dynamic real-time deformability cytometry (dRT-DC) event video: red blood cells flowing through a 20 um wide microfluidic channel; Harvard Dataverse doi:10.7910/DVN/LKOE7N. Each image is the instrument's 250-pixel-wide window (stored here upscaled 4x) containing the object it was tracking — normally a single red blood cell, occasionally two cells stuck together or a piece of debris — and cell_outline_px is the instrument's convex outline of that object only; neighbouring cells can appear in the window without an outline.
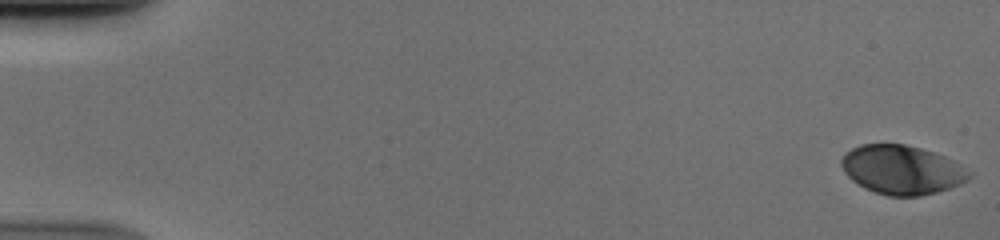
{"species": "human", "species_latin": "Homo sapiens", "temperature_condition": "cold", "stored_images_in_passage": 53, "camera_frame_rate_fps": 3000, "um_per_image_px": 0.085, "donor": {"sex": "male"}, "frame": {"image": 1, "passage_image": 1, "time_ms": 0.0, "image_size_px": [1000, 240], "cell_outline_px": [[972, 176], [968, 180], [960, 184], [936, 192], [920, 196], [888, 196], [864, 188], [852, 180], [844, 172], [840, 164], [840, 160], [844, 152], [860, 144], [904, 144], [920, 148], [944, 156], [972, 172]], "centroid_in_image_um": [76.63, 14.43], "position_along_channel_um": 8.4, "area_um2": 36.47}}
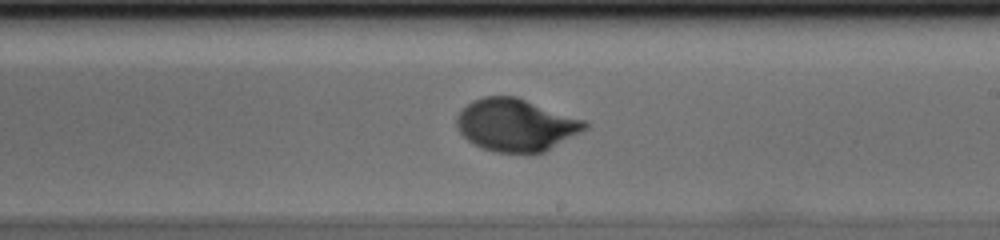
{"frame": {"image": 2, "passage_image": 32, "time_ms": 10.333, "image_size_px": [1000, 240], "cell_outline_px": [[588, 128], [544, 152], [528, 156], [496, 152], [484, 148], [468, 140], [460, 132], [456, 124], [456, 116], [472, 100], [484, 96], [516, 96], [584, 120], [588, 124]], "centroid_in_image_um": [43.86, 10.65], "position_along_channel_um": 245.1, "area_um2": 39.36}}
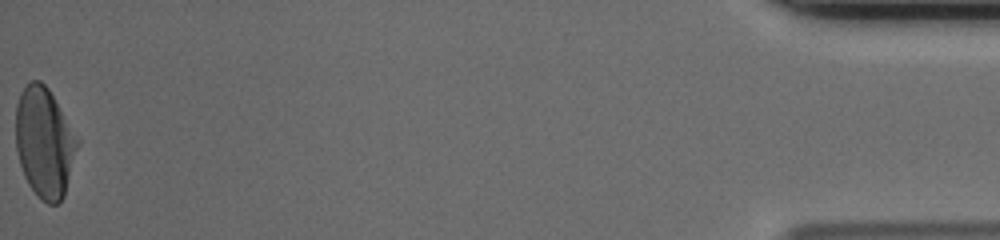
{"frame": {"image": 3, "passage_image": 53, "time_ms": 17.333, "image_size_px": [1000, 240], "cell_outline_px": [[80, 140], [64, 196], [56, 204], [48, 204], [40, 200], [28, 184], [24, 176], [20, 164], [16, 148], [16, 104], [20, 92], [32, 80], [40, 80], [48, 88]], "centroid_in_image_um": [3.78, 12.12], "position_along_channel_um": 431.4, "area_um2": 39.59}}